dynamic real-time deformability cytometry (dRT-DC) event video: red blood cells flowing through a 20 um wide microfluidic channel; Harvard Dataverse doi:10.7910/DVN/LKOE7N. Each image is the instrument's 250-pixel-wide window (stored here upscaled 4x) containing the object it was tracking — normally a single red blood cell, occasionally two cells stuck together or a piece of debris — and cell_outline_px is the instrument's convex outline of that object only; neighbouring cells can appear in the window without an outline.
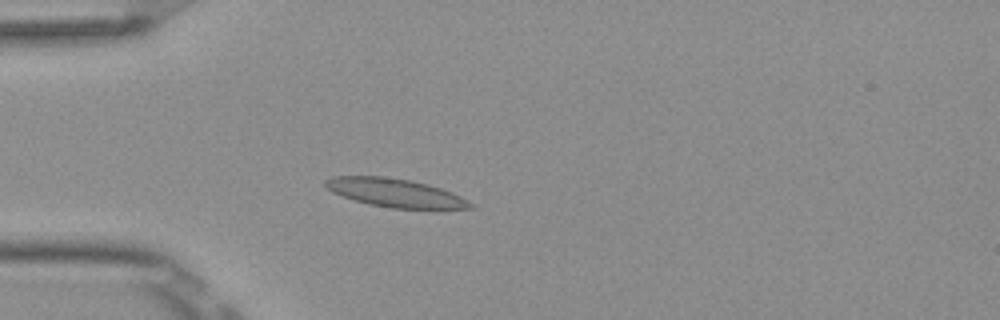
{"species": "Egyptian fruit bat (a non-hibernating species)", "species_latin": "Rousettus aegyptiacus", "temperature_condition": "room temperature", "stored_images_in_passage": 51, "camera_frame_rate_fps": 3000, "um_per_image_px": 0.085, "frame": {"image": 1, "passage_image": 13, "time_ms": 4.0, "image_size_px": [1000, 320], "cell_outline_px": [[472, 208], [392, 208], [368, 204], [332, 192], [324, 184], [324, 180], [332, 176], [384, 176], [412, 180], [428, 184], [440, 188], [460, 196], [472, 204]], "centroid_in_image_um": [33.53, 16.37], "position_along_channel_um": 51.5, "area_um2": 23.64}}
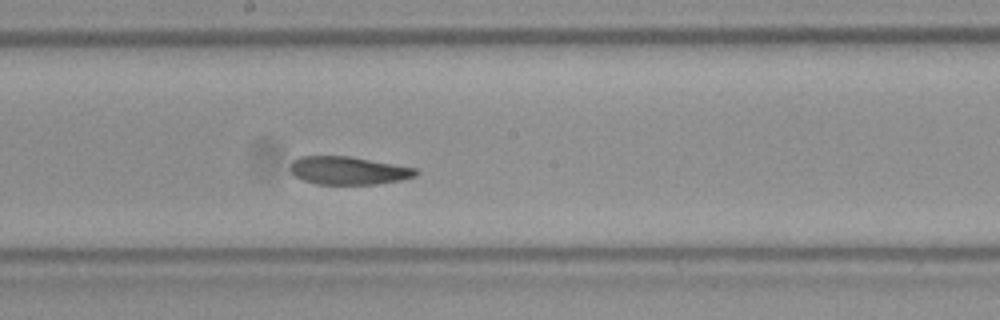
{"frame": {"image": 2, "passage_image": 27, "time_ms": 8.667, "image_size_px": [1000, 320], "cell_outline_px": [[420, 172], [416, 176], [400, 180], [376, 184], [316, 184], [304, 180], [296, 176], [292, 172], [292, 160], [300, 156], [352, 156], [416, 168]], "centroid_in_image_um": [29.65, 14.49], "position_along_channel_um": 218.5, "area_um2": 20.46}}
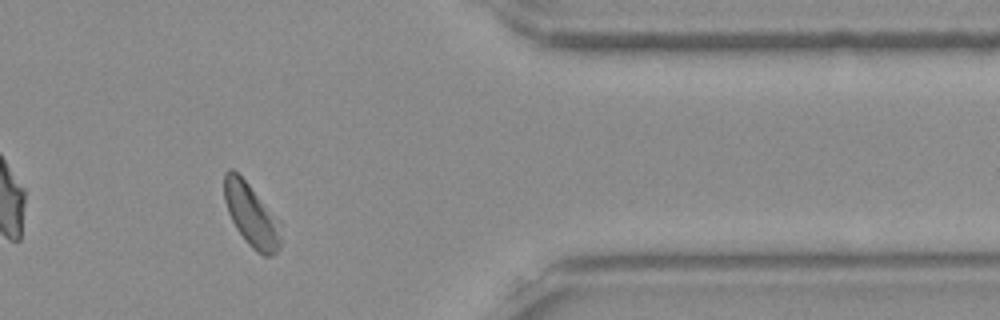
{"frame": {"image": 3, "passage_image": 42, "time_ms": 13.667, "image_size_px": [1000, 320], "cell_outline_px": [[280, 248], [272, 256], [264, 256], [256, 252], [248, 244], [236, 228], [228, 212], [224, 200], [224, 172], [228, 168], [232, 168], [248, 184], [280, 220]], "centroid_in_image_um": [21.36, 18.29], "position_along_channel_um": 390.0, "area_um2": 20.69}, "authors_computed_cell_mechanics": {"area_um2": 21.3282, "velocity_mm_per_s": 3.8295, "shape_relaxation_time_tau1_ms": null, "shape_relaxation_time_tau2_ms": 1.4056, "deformation_change_tau1": null, "deformation_change_tau2": 0.0669}}